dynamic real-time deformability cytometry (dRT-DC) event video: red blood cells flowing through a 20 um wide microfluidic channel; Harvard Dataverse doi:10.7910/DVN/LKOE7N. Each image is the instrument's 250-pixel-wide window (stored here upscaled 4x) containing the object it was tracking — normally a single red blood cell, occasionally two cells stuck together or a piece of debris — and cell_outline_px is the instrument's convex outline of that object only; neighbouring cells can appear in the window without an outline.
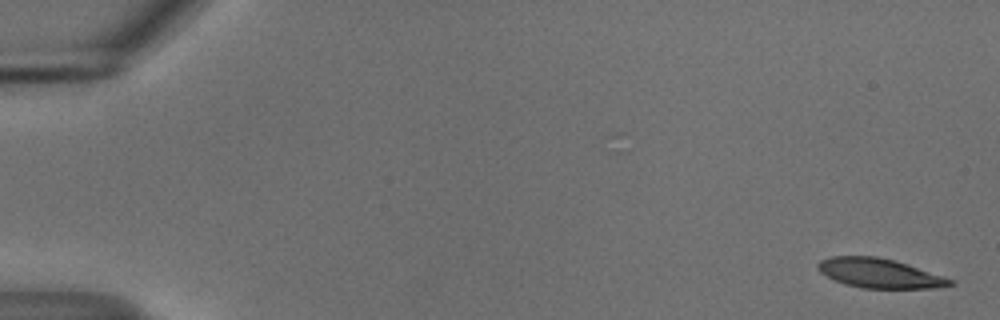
{"species": "common noctule bat (a hibernating species)", "species_latin": "Nyctalus noctula", "temperature_condition": "cold", "stored_images_in_passage": 55, "camera_frame_rate_fps": 3000, "um_per_image_px": 0.085, "animal": {"sex": "male", "body_mass_g": 18.8}, "frame": {"image": 1, "passage_image": 1, "time_ms": 0.0, "image_size_px": [1000, 320], "cell_outline_px": [[956, 284], [932, 288], [860, 288], [844, 284], [820, 272], [816, 268], [816, 264], [820, 260], [832, 256], [876, 256], [892, 260], [944, 276], [952, 280]], "centroid_in_image_um": [74.71, 23.22], "position_along_channel_um": 10.3, "area_um2": 22.43}}
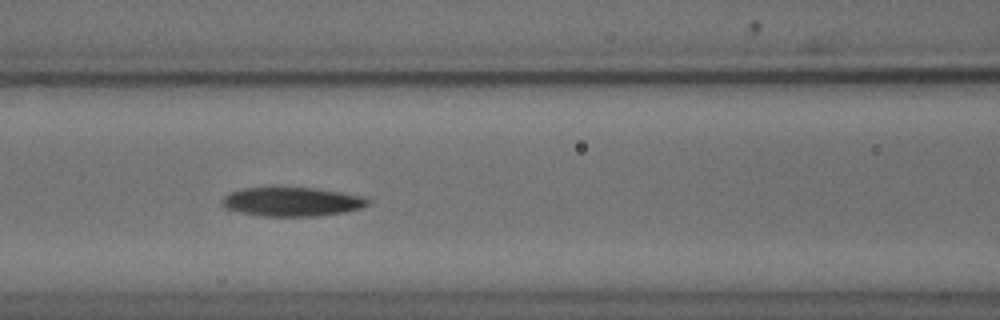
{"frame": {"image": 2, "passage_image": 24, "time_ms": 7.667, "image_size_px": [1000, 320], "cell_outline_px": [[368, 204], [360, 208], [344, 212], [316, 216], [264, 216], [224, 208], [220, 204], [220, 200], [228, 192], [240, 188], [316, 188], [364, 196], [368, 200]], "centroid_in_image_um": [24.77, 17.14], "position_along_channel_um": 141.8, "area_um2": 24.51}}
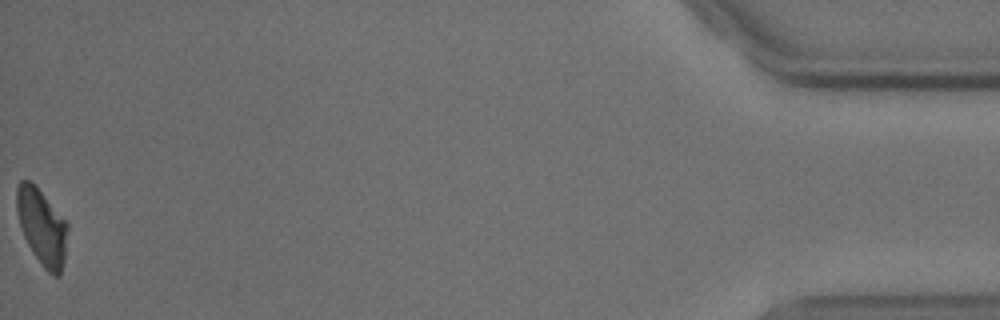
{"frame": {"image": 3, "passage_image": 55, "time_ms": 18.0, "image_size_px": [1000, 320], "cell_outline_px": [[68, 228], [64, 260], [60, 276], [56, 276], [48, 272], [44, 268], [32, 252], [24, 236], [16, 212], [16, 188], [20, 180], [28, 180], [40, 192], [68, 224]], "centroid_in_image_um": [3.55, 19.31], "position_along_channel_um": 431.7, "area_um2": 22.08}, "authors_computed_cell_mechanics": {"area_um2": 24.1026, "velocity_mm_per_s": 3.6729, "shape_relaxation_time_tau1_ms": 4.6694, "shape_relaxation_time_tau2_ms": null, "deformation_change_tau1": 0.1553, "deformation_change_tau2": null}}